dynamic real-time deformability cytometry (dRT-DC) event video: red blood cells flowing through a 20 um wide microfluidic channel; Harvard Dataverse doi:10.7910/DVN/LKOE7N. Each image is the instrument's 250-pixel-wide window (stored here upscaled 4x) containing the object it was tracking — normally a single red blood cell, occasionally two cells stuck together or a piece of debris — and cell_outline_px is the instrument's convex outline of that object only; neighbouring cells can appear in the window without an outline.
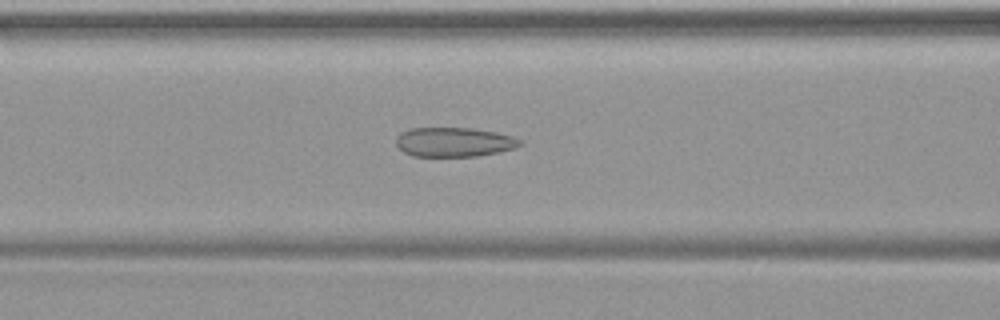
{"species": "common noctule bat (a hibernating species)", "species_latin": "Nyctalus noctula", "temperature_condition": "warm", "stored_images_in_passage": 29, "camera_frame_rate_fps": 3000, "um_per_image_px": 0.085, "animal": {"sex": "female", "body_mass_g": 19.9}, "frame": {"image": 1, "passage_image": 6, "time_ms": 1.667, "image_size_px": [1000, 320], "cell_outline_px": [[524, 144], [516, 148], [500, 152], [476, 156], [412, 156], [404, 152], [396, 144], [396, 136], [400, 132], [408, 128], [472, 128], [496, 132], [512, 136], [524, 140]], "centroid_in_image_um": [38.63, 12.07], "position_along_channel_um": 128.0, "area_um2": 21.5}}
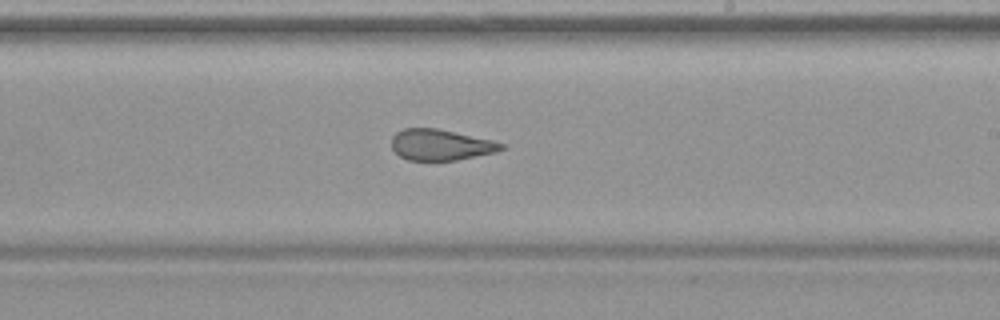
{"frame": {"image": 2, "passage_image": 15, "time_ms": 4.667, "image_size_px": [1000, 320], "cell_outline_px": [[508, 144], [504, 148], [496, 152], [456, 160], [408, 160], [400, 156], [392, 148], [392, 136], [396, 132], [404, 128], [436, 128], [492, 140]], "centroid_in_image_um": [37.47, 12.3], "position_along_channel_um": 251.5, "area_um2": 19.77}}
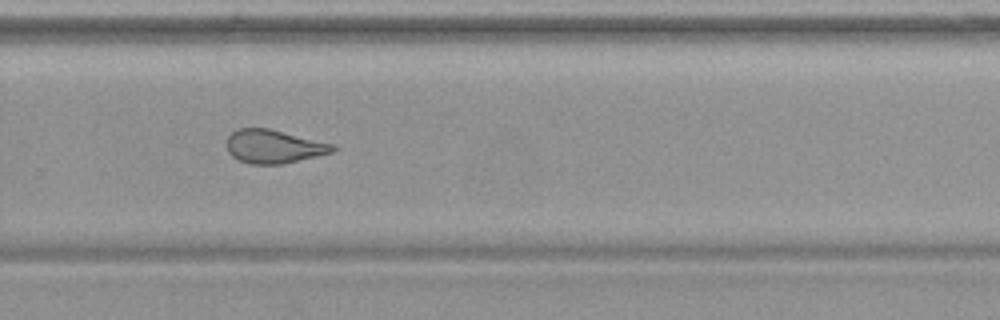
{"frame": {"image": 3, "passage_image": 19, "time_ms": 6.0, "image_size_px": [1000, 320], "cell_outline_px": [[340, 148], [332, 152], [284, 164], [252, 164], [240, 160], [232, 156], [228, 152], [224, 144], [228, 136], [236, 128], [268, 128], [336, 144]], "centroid_in_image_um": [23.27, 12.44], "position_along_channel_um": 306.5, "area_um2": 20.98}}